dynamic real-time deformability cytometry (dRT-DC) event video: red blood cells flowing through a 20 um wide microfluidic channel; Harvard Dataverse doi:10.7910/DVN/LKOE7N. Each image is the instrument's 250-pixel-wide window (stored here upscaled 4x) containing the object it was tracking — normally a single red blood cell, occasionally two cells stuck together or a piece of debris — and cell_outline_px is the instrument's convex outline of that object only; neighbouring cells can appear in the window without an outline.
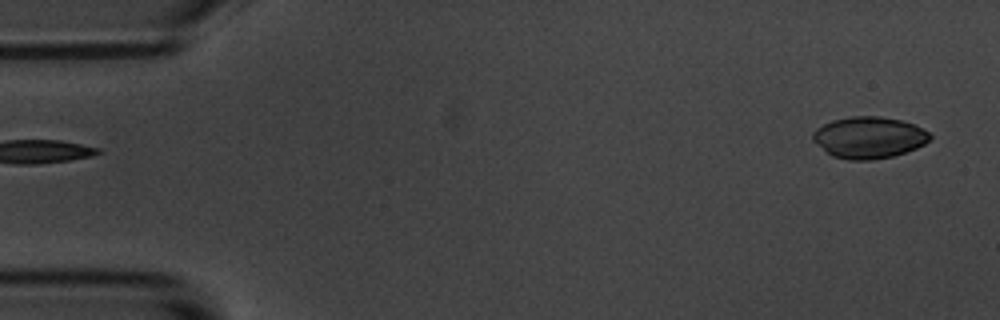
{"species": "common noctule bat (a hibernating species)", "species_latin": "Nyctalus noctula", "temperature_condition": "room temperature", "stored_images_in_passage": 6, "segment_of_instrument_passage": [2, 2], "camera_frame_rate_fps": 3000, "um_per_image_px": 0.085, "animal": {"sex": "male", "body_mass_g": 20.1, "forearm_length_mm": 53.5}, "frame": {"image": 1, "passage_image": 6, "time_ms": 5.667, "image_size_px": [1000, 320], "cell_outline_px": [[932, 136], [924, 144], [916, 148], [892, 156], [872, 160], [848, 160], [832, 156], [812, 140], [812, 132], [816, 128], [832, 120], [852, 116], [880, 116], [900, 120], [912, 124], [928, 132]], "centroid_in_image_um": [73.82, 11.69], "position_along_channel_um": 11.2, "area_um2": 28.21}}